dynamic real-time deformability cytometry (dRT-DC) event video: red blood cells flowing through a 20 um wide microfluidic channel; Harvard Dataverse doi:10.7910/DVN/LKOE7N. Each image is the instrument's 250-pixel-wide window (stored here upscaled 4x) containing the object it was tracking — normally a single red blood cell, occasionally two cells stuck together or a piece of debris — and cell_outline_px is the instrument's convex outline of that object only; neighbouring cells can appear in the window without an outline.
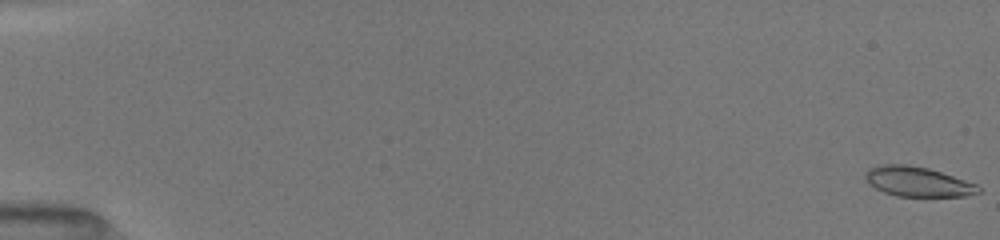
{"species": "common noctule bat (a hibernating species)", "species_latin": "Nyctalus noctula", "temperature_condition": "room temperature", "stored_images_in_passage": 54, "camera_frame_rate_fps": 3000, "um_per_image_px": 0.085, "animal": {"sex": "female", "body_mass_g": 19.5, "forearm_length_mm": 54.1}, "frame": {"image": 1, "passage_image": 1, "time_ms": 0.0, "image_size_px": [1000, 240], "cell_outline_px": [[980, 192], [964, 196], [896, 196], [884, 192], [868, 184], [864, 176], [868, 168], [884, 164], [904, 164], [928, 168], [976, 184], [980, 188]], "centroid_in_image_um": [77.96, 15.44], "position_along_channel_um": 7.0, "area_um2": 19.42}}
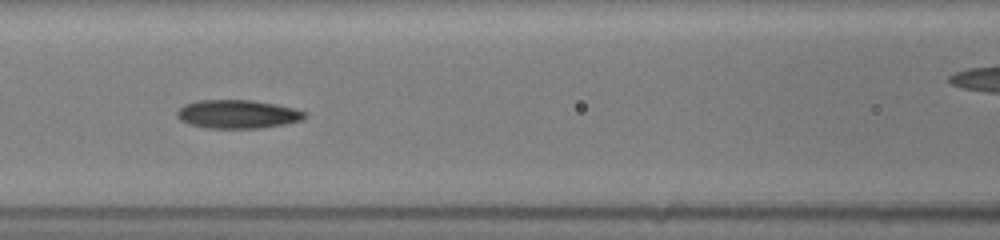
{"frame": {"image": 2, "passage_image": 25, "time_ms": 8.0, "image_size_px": [1000, 240], "cell_outline_px": [[308, 116], [304, 120], [284, 124], [260, 128], [204, 128], [180, 120], [176, 116], [176, 112], [184, 104], [196, 100], [252, 100], [292, 108], [308, 112]], "centroid_in_image_um": [20.2, 9.7], "position_along_channel_um": 146.4, "area_um2": 21.27}}
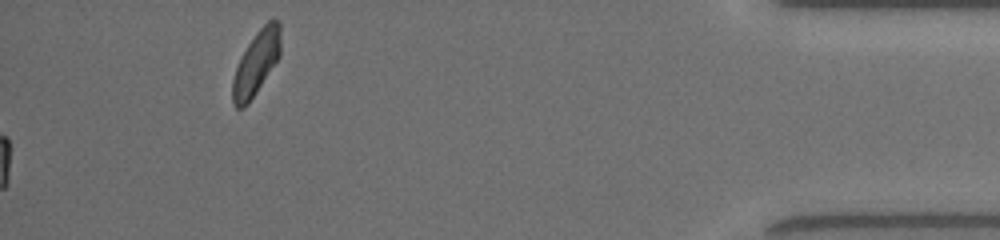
{"frame": {"image": 3, "passage_image": 54, "time_ms": 17.667, "image_size_px": [1000, 240], "cell_outline_px": [[280, 56], [248, 104], [244, 108], [236, 108], [232, 100], [232, 80], [236, 68], [248, 44], [256, 32], [272, 16], [280, 24]], "centroid_in_image_um": [21.78, 5.35], "position_along_channel_um": 413.4, "area_um2": 17.69}, "authors_computed_cell_mechanics": {"area_um2": 20.4612, "velocity_mm_per_s": 4.006, "shape_relaxation_time_tau1_ms": 4.3164, "shape_relaxation_time_tau2_ms": 2.5699, "deformation_change_tau1": 0.1825, "deformation_change_tau2": 0.0933}}